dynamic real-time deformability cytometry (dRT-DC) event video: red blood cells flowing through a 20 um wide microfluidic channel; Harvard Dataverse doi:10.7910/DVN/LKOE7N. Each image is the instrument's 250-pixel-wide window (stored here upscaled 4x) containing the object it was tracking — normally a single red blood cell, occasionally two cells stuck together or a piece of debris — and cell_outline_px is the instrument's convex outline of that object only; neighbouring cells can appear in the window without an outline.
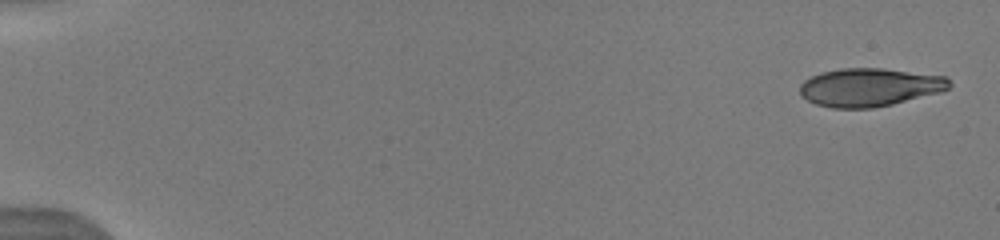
{"species": "human", "species_latin": "Homo sapiens", "temperature_condition": "warm", "stored_images_in_passage": 31, "camera_frame_rate_fps": 3000, "um_per_image_px": 0.085, "donor": {"sex": "male"}, "frame": {"image": 1, "passage_image": 1, "time_ms": 0.0, "image_size_px": [1000, 240], "cell_outline_px": [[952, 84], [944, 92], [892, 104], [872, 108], [832, 108], [816, 104], [800, 96], [800, 84], [804, 80], [820, 72], [840, 68], [884, 68], [948, 76]], "centroid_in_image_um": [73.95, 7.41], "position_along_channel_um": 11.0, "area_um2": 33.76}}
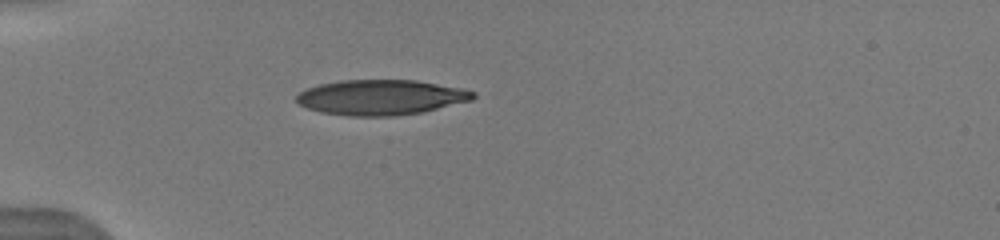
{"frame": {"image": 2, "passage_image": 10, "time_ms": 4.667, "image_size_px": [1000, 240], "cell_outline_px": [[476, 96], [472, 100], [420, 112], [392, 116], [348, 116], [320, 112], [308, 108], [300, 104], [296, 100], [296, 96], [300, 92], [308, 88], [320, 84], [340, 80], [416, 80], [464, 88], [476, 92]], "centroid_in_image_um": [32.39, 8.27], "position_along_channel_um": 52.6, "area_um2": 36.18}}
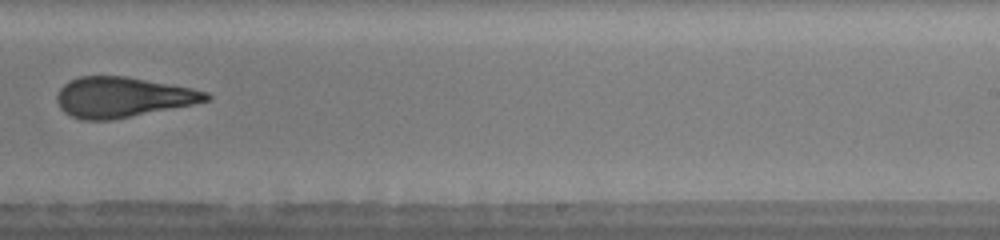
{"frame": {"image": 3, "passage_image": 19, "time_ms": 10.667, "image_size_px": [1000, 240], "cell_outline_px": [[212, 96], [208, 100], [192, 104], [112, 120], [84, 120], [72, 116], [64, 112], [60, 108], [56, 100], [56, 96], [60, 88], [64, 84], [80, 76], [124, 76], [192, 88], [208, 92]], "centroid_in_image_um": [10.39, 8.26], "position_along_channel_um": 278.6, "area_um2": 34.68}, "authors_computed_cell_mechanics": {"area_um2": 34.68, "velocity_mm_per_s": 4.0948, "shape_relaxation_time_tau1_ms": 4.2428, "shape_relaxation_time_tau2_ms": 1.7208, "deformation_change_tau1": 0.185, "deformation_change_tau2": 0.1184}}